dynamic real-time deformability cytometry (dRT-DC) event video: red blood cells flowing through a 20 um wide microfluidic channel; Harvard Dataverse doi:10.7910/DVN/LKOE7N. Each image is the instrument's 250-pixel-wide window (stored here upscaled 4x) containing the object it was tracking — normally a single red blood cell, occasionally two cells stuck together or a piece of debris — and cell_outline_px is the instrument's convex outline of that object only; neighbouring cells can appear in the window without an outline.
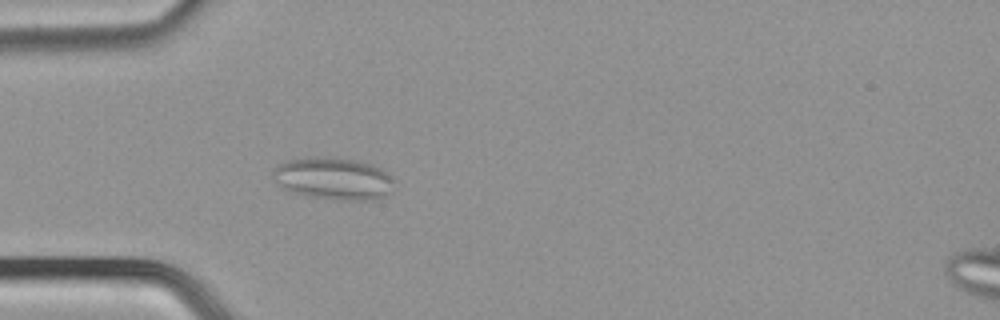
{"species": "common noctule bat (a hibernating species)", "species_latin": "Nyctalus noctula", "temperature_condition": "cold", "stored_images_in_passage": 45, "camera_frame_rate_fps": 3000, "um_per_image_px": 0.085, "animal": {"sex": "male", "body_mass_g": 21.5, "forearm_length_mm": 52.0}, "frame": {"image": 1, "passage_image": 10, "time_ms": 3.0, "image_size_px": [1000, 320], "cell_outline_px": [[392, 192], [376, 200], [336, 200], [308, 196], [284, 188], [272, 176], [272, 172], [284, 160], [316, 156], [356, 160], [372, 164], [388, 172], [392, 176]], "centroid_in_image_um": [28.38, 15.18], "position_along_channel_um": 56.6, "area_um2": 29.82}}
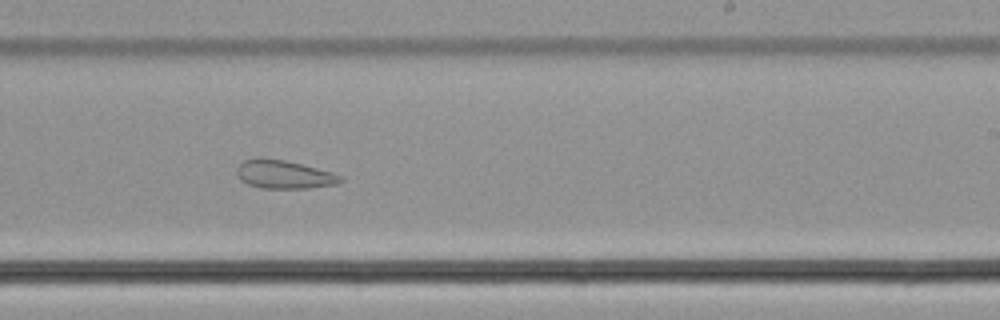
{"frame": {"image": 2, "passage_image": 26, "time_ms": 8.333, "image_size_px": [1000, 320], "cell_outline_px": [[344, 180], [336, 184], [308, 188], [260, 188], [248, 184], [240, 180], [236, 172], [236, 168], [244, 160], [256, 156], [260, 156], [284, 160], [332, 172], [340, 176]], "centroid_in_image_um": [24.08, 14.81], "position_along_channel_um": 264.9, "area_um2": 17.22}}
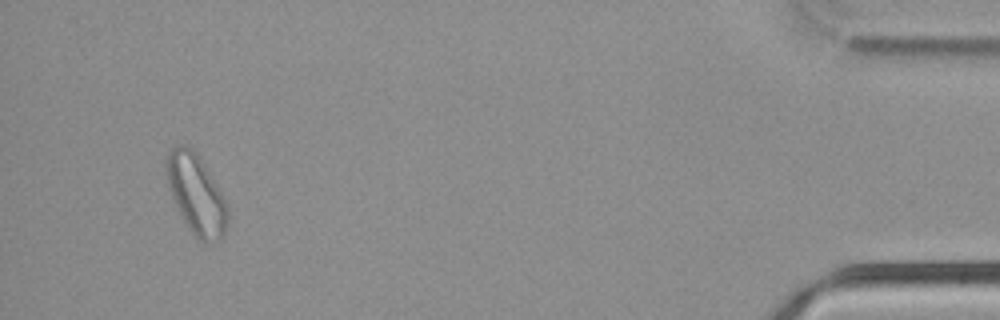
{"frame": {"image": 3, "passage_image": 43, "time_ms": 14.0, "image_size_px": [1000, 320], "cell_outline_px": [[228, 224], [224, 232], [216, 240], [208, 244], [204, 244], [192, 232], [184, 220], [172, 196], [168, 184], [164, 168], [164, 160], [168, 148], [180, 144], [192, 148], [196, 152], [204, 164], [220, 192], [228, 208]], "centroid_in_image_um": [16.64, 16.47], "position_along_channel_um": 418.6, "area_um2": 28.21}}